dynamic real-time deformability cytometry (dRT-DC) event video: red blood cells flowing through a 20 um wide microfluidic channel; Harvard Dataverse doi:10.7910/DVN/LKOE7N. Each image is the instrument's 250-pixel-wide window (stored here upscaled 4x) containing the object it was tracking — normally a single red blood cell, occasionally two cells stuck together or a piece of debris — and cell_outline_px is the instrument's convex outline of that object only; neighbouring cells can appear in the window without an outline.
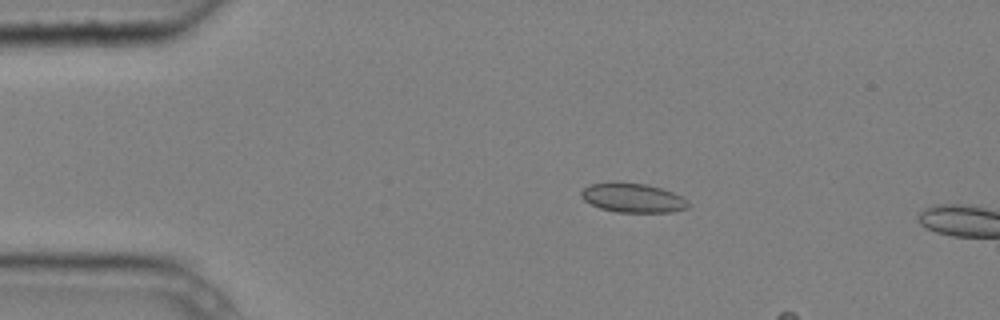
{"species": "common noctule bat (a hibernating species)", "species_latin": "Nyctalus noctula", "temperature_condition": "cold", "stored_images_in_passage": 4, "camera_frame_rate_fps": 3000, "um_per_image_px": 0.085, "animal": {"sex": "male", "body_mass_g": 20.4}, "frame": {"image": 1, "passage_image": 2, "time_ms": 0.333, "image_size_px": [1000, 320], "cell_outline_px": [[692, 204], [688, 208], [672, 212], [616, 212], [600, 208], [584, 200], [580, 196], [580, 192], [588, 184], [616, 180], [644, 184], [660, 188], [672, 192], [688, 200]], "centroid_in_image_um": [53.77, 16.8], "position_along_channel_um": 31.2, "area_um2": 18.61}}